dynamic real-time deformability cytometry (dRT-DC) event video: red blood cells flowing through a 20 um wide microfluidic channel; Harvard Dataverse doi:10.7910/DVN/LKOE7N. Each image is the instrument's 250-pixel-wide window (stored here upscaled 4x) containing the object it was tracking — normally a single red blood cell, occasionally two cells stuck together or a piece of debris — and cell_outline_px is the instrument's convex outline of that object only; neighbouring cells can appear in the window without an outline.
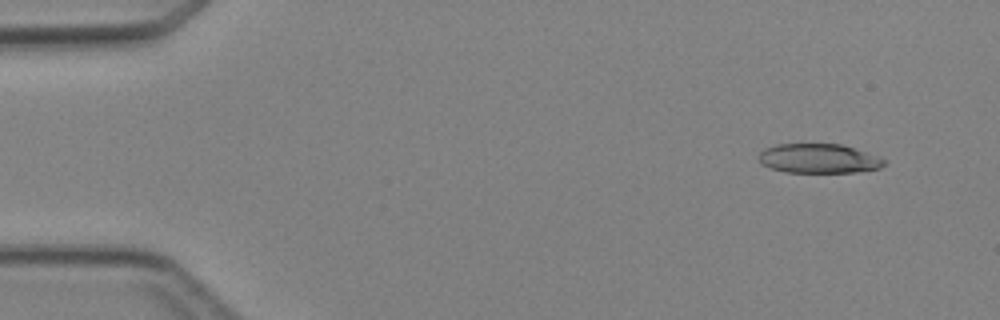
{"species": "Egyptian fruit bat (a non-hibernating species)", "species_latin": "Rousettus aegyptiacus", "temperature_condition": "cold", "stored_images_in_passage": 5, "camera_frame_rate_fps": 3000, "um_per_image_px": 0.085, "animal": {"sex": "female"}, "frame": {"image": 1, "passage_image": 1, "time_ms": 0.0, "image_size_px": [1000, 320], "cell_outline_px": [[888, 160], [880, 168], [856, 172], [784, 172], [760, 164], [760, 152], [764, 148], [776, 144], [840, 144], [880, 156]], "centroid_in_image_um": [69.61, 13.47], "position_along_channel_um": 15.4, "area_um2": 21.5}}
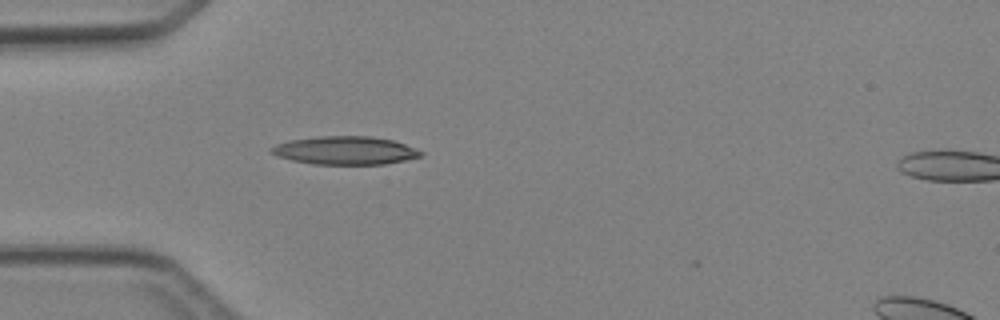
{"frame": {"image": 2, "passage_image": 4, "time_ms": 3.333, "image_size_px": [1000, 320], "cell_outline_px": [[424, 152], [420, 156], [404, 160], [384, 164], [312, 164], [292, 160], [276, 156], [268, 148], [276, 144], [288, 140], [316, 136], [372, 136], [392, 140], [416, 148]], "centroid_in_image_um": [29.3, 12.78], "position_along_channel_um": 55.7, "area_um2": 24.62}}